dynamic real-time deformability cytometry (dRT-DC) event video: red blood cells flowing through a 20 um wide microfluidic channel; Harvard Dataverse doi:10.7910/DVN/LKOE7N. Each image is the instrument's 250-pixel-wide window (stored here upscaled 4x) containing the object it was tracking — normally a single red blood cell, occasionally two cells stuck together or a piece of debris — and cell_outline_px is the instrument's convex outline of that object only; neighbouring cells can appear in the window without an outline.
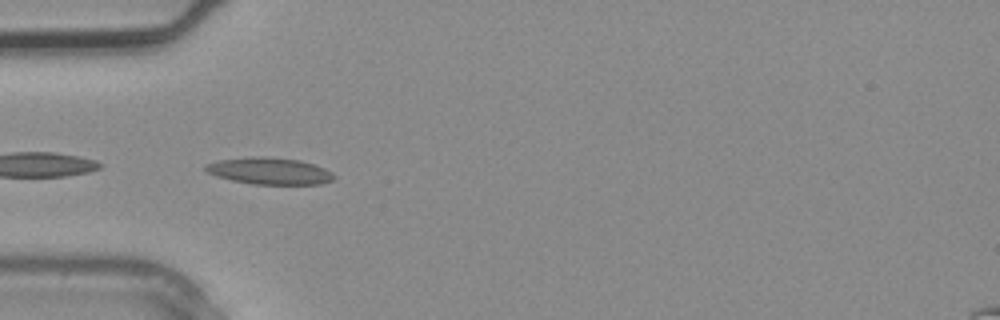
{"species": "common noctule bat (a hibernating species)", "species_latin": "Nyctalus noctula", "temperature_condition": "warm", "stored_images_in_passage": 3, "camera_frame_rate_fps": 3000, "um_per_image_px": 0.085, "animal": {"sex": "male", "body_mass_g": 20.4}, "frame": {"image": 1, "passage_image": 3, "time_ms": 0.667, "image_size_px": [1000, 320], "cell_outline_px": [[336, 176], [332, 180], [320, 184], [252, 184], [232, 180], [216, 176], [208, 172], [204, 168], [204, 164], [216, 160], [248, 156], [264, 156], [300, 160], [324, 168], [332, 172]], "centroid_in_image_um": [22.87, 14.52], "position_along_channel_um": 62.1, "area_um2": 20.17}}